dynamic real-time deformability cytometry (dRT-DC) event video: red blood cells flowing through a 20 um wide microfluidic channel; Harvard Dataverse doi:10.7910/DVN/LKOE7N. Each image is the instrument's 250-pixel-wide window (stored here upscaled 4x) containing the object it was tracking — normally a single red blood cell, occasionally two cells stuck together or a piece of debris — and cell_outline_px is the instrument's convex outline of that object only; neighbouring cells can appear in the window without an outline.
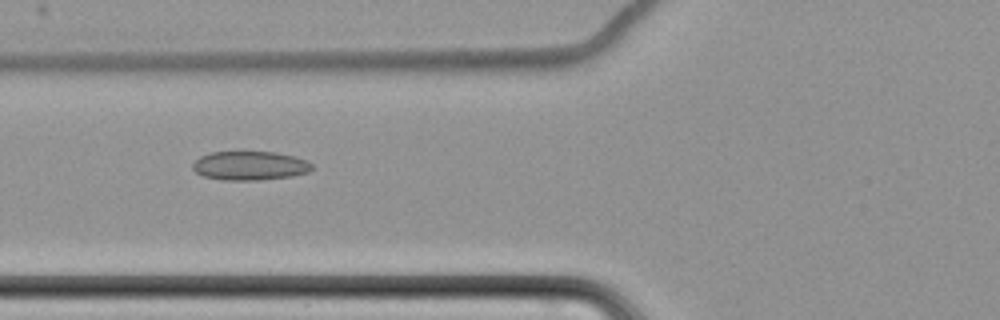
{"species": "common noctule bat (a hibernating species)", "species_latin": "Nyctalus noctula", "temperature_condition": "cold", "stored_images_in_passage": 11, "camera_frame_rate_fps": 3000, "um_per_image_px": 0.085, "animal": {"sex": "female", "body_mass_g": 22.7, "forearm_length_mm": 54.2}, "frame": {"image": 1, "passage_image": 7, "time_ms": 8.0, "image_size_px": [1000, 320], "cell_outline_px": [[312, 168], [308, 172], [292, 176], [260, 180], [224, 180], [204, 176], [196, 172], [192, 168], [192, 164], [200, 156], [212, 152], [276, 152], [296, 156], [308, 160], [312, 164]], "centroid_in_image_um": [21.27, 14.08], "position_along_channel_um": 104.5, "area_um2": 20.17}}
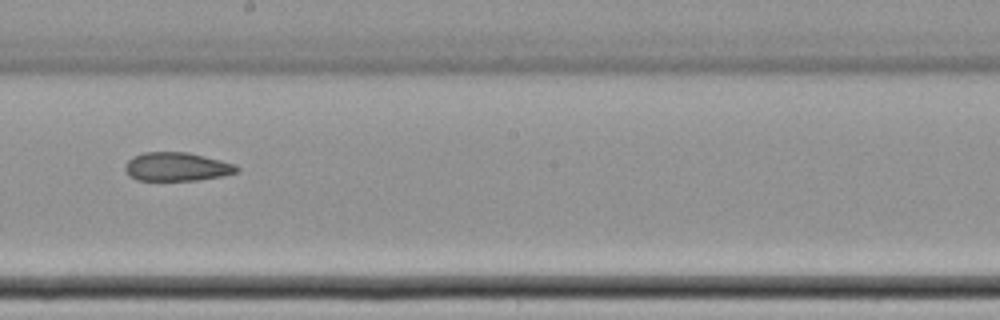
{"frame": {"image": 2, "passage_image": 10, "time_ms": 11.667, "image_size_px": [1000, 320], "cell_outline_px": [[240, 172], [224, 176], [196, 180], [136, 180], [128, 176], [124, 168], [128, 160], [132, 156], [144, 152], [188, 152], [236, 164], [240, 168]], "centroid_in_image_um": [15.04, 14.17], "position_along_channel_um": 233.2, "area_um2": 18.84}}
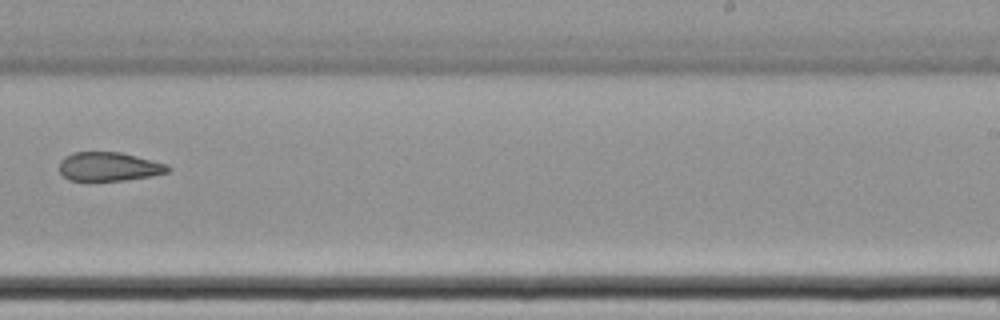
{"frame": {"image": 3, "passage_image": 11, "time_ms": 13.0, "image_size_px": [1000, 320], "cell_outline_px": [[172, 168], [168, 172], [152, 176], [124, 180], [68, 180], [60, 172], [60, 160], [64, 156], [72, 152], [120, 152], [168, 164]], "centroid_in_image_um": [9.27, 14.15], "position_along_channel_um": 279.7, "area_um2": 18.26}}